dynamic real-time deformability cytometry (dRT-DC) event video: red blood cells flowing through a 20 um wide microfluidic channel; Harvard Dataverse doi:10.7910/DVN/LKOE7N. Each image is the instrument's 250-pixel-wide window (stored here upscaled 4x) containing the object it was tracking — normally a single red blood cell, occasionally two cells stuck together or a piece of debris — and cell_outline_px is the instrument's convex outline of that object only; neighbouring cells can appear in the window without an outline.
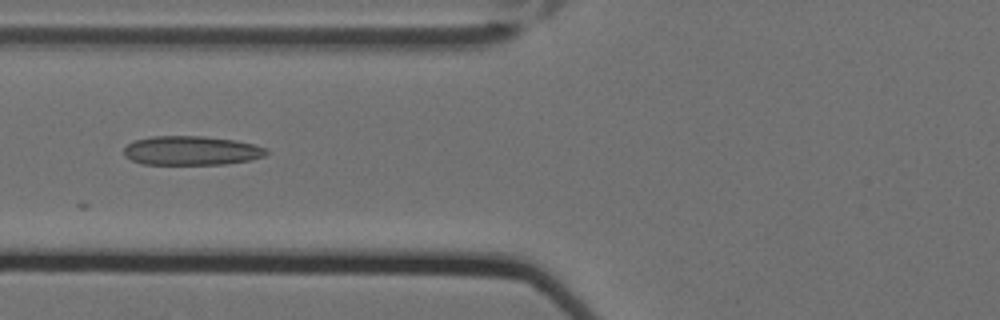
{"species": "Egyptian fruit bat (a non-hibernating species)", "species_latin": "Rousettus aegyptiacus", "temperature_condition": "cold", "stored_images_in_passage": 27, "camera_frame_rate_fps": 3000, "um_per_image_px": 0.085, "animal": {"sex": "female"}, "frame": {"image": 1, "passage_image": 7, "time_ms": 2.0, "image_size_px": [1000, 320], "cell_outline_px": [[268, 152], [264, 156], [252, 160], [224, 164], [144, 164], [132, 160], [124, 156], [124, 148], [132, 140], [152, 136], [204, 136], [236, 140], [268, 148]], "centroid_in_image_um": [16.27, 12.79], "position_along_channel_um": 109.5, "area_um2": 24.33}}
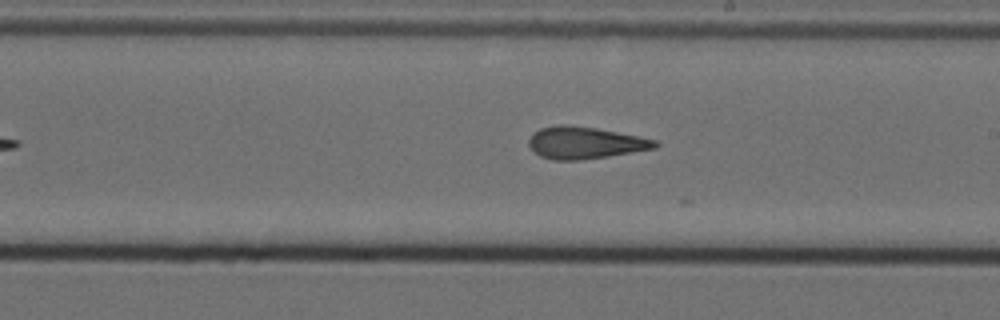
{"frame": {"image": 2, "passage_image": 18, "time_ms": 5.667, "image_size_px": [1000, 320], "cell_outline_px": [[660, 144], [656, 148], [608, 156], [580, 160], [552, 160], [540, 156], [528, 144], [528, 140], [532, 132], [540, 128], [560, 124], [564, 124], [596, 128], [656, 140]], "centroid_in_image_um": [49.69, 12.13], "position_along_channel_um": 239.3, "area_um2": 23.41}}
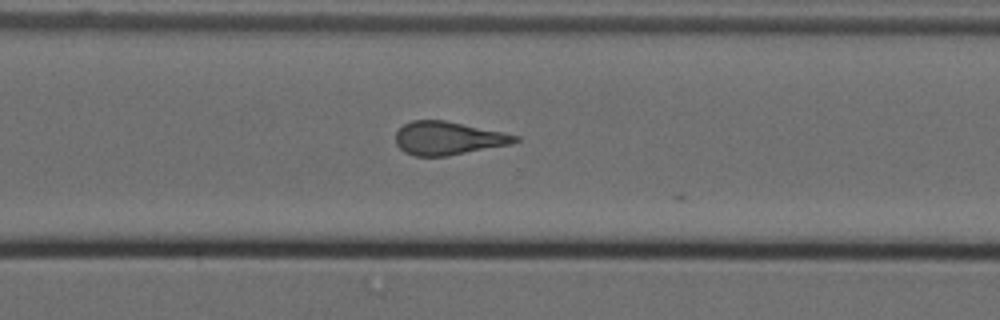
{"frame": {"image": 3, "passage_image": 26, "time_ms": 8.333, "image_size_px": [1000, 320], "cell_outline_px": [[520, 140], [512, 144], [448, 156], [416, 156], [404, 152], [396, 144], [396, 132], [404, 124], [412, 120], [444, 120], [504, 132], [520, 136]], "centroid_in_image_um": [38.11, 11.75], "position_along_channel_um": 332.5, "area_um2": 23.24}}